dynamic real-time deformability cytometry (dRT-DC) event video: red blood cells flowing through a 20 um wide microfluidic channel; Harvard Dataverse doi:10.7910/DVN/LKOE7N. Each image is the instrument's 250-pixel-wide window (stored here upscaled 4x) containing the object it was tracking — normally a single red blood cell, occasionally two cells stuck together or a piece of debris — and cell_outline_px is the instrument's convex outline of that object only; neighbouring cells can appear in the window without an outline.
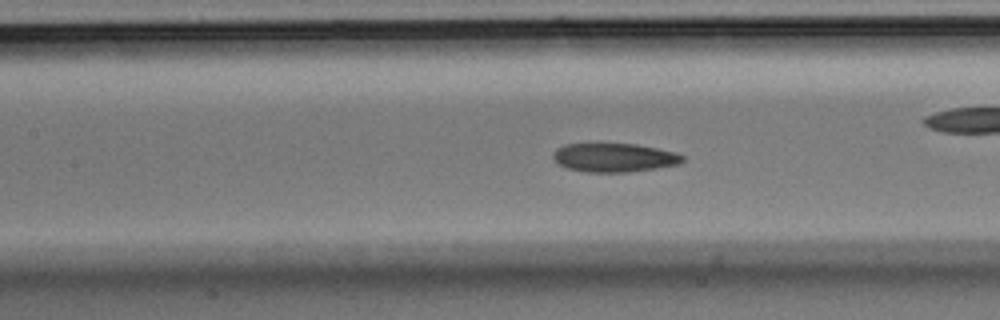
{"species": "Egyptian fruit bat (a non-hibernating species)", "species_latin": "Rousettus aegyptiacus", "temperature_condition": "room temperature", "stored_images_in_passage": 51, "camera_frame_rate_fps": 3000, "um_per_image_px": 0.085, "animal": {"sex": "male"}, "frame": {"image": 1, "passage_image": 22, "time_ms": 7.0, "image_size_px": [1000, 320], "cell_outline_px": [[684, 160], [680, 164], [656, 168], [628, 172], [588, 172], [568, 168], [556, 164], [552, 156], [552, 152], [556, 148], [564, 144], [636, 144], [676, 152], [684, 156]], "centroid_in_image_um": [52.18, 13.39], "position_along_channel_um": 155.2, "area_um2": 21.79}}